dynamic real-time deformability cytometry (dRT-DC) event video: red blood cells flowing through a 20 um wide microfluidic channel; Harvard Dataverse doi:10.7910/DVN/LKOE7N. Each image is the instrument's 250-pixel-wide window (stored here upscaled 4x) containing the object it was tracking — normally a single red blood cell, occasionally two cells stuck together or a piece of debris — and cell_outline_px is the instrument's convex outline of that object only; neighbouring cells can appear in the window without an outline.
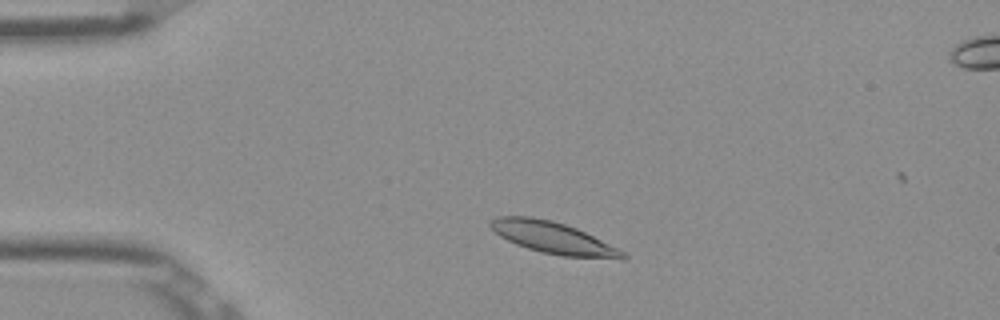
{"species": "Egyptian fruit bat (a non-hibernating species)", "species_latin": "Rousettus aegyptiacus", "temperature_condition": "room temperature", "stored_images_in_passage": 11, "camera_frame_rate_fps": 3000, "um_per_image_px": 0.085, "frame": {"image": 1, "passage_image": 6, "time_ms": 1.667, "image_size_px": [1000, 320], "cell_outline_px": [[628, 256], [624, 260], [620, 260], [560, 256], [540, 252], [516, 244], [500, 236], [488, 224], [488, 220], [496, 216], [532, 216], [552, 220], [576, 228], [624, 252]], "centroid_in_image_um": [47.0, 20.22], "position_along_channel_um": 38.0, "area_um2": 24.51}}